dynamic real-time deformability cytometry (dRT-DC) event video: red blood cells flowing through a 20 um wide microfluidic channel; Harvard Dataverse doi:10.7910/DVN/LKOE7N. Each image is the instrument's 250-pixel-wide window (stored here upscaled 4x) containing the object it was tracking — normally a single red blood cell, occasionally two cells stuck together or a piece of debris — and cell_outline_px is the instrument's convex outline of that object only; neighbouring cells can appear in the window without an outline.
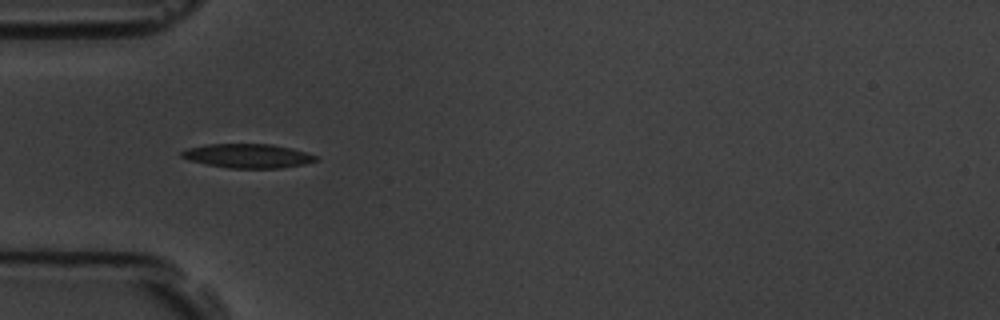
{"species": "common noctule bat (a hibernating species)", "species_latin": "Nyctalus noctula", "temperature_condition": "room temperature", "stored_images_in_passage": 40, "camera_frame_rate_fps": 3000, "um_per_image_px": 0.085, "animal": {"sex": "male", "body_mass_g": 19.5, "forearm_length_mm": 54.6}, "frame": {"image": 1, "passage_image": 1, "time_ms": 0.0, "image_size_px": [1000, 320], "cell_outline_px": [[320, 160], [304, 164], [280, 168], [228, 168], [188, 160], [180, 156], [180, 152], [188, 148], [204, 144], [272, 144], [292, 148], [320, 156]], "centroid_in_image_um": [21.1, 13.24], "position_along_channel_um": 63.9, "area_um2": 19.02}}
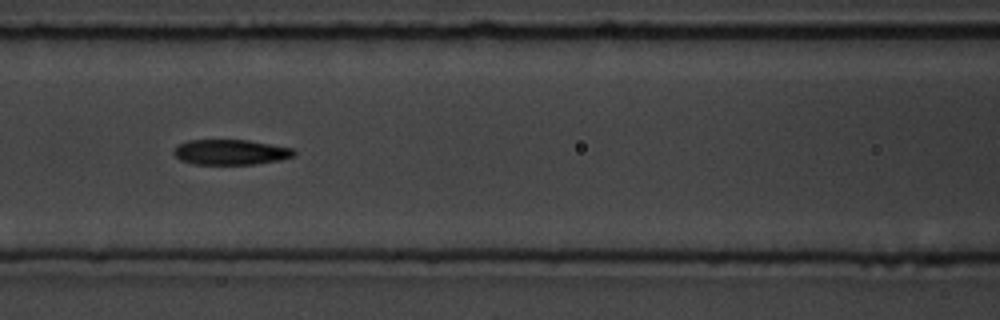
{"frame": {"image": 2, "passage_image": 8, "time_ms": 2.333, "image_size_px": [1000, 320], "cell_outline_px": [[296, 156], [280, 160], [256, 164], [192, 164], [180, 160], [172, 152], [180, 144], [188, 140], [248, 140], [292, 148], [296, 152]], "centroid_in_image_um": [19.63, 12.94], "position_along_channel_um": 147.0, "area_um2": 17.69}}
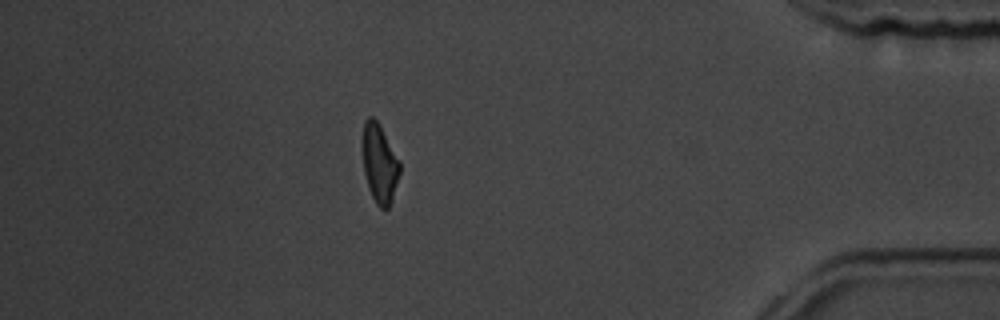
{"frame": {"image": 3, "passage_image": 33, "time_ms": 10.667, "image_size_px": [1000, 320], "cell_outline_px": [[400, 172], [392, 200], [388, 208], [380, 208], [376, 204], [368, 188], [364, 172], [364, 120], [368, 116], [372, 116], [380, 124], [400, 160]], "centroid_in_image_um": [32.29, 13.9], "position_along_channel_um": 402.9, "area_um2": 16.94}, "authors_computed_cell_mechanics": {"area_um2": 17.8313, "velocity_mm_per_s": 3.5924, "shape_relaxation_time_tau1_ms": 5.5919, "shape_relaxation_time_tau2_ms": 3.2216, "deformation_change_tau1": 0.1631, "deformation_change_tau2": 0.0964}}